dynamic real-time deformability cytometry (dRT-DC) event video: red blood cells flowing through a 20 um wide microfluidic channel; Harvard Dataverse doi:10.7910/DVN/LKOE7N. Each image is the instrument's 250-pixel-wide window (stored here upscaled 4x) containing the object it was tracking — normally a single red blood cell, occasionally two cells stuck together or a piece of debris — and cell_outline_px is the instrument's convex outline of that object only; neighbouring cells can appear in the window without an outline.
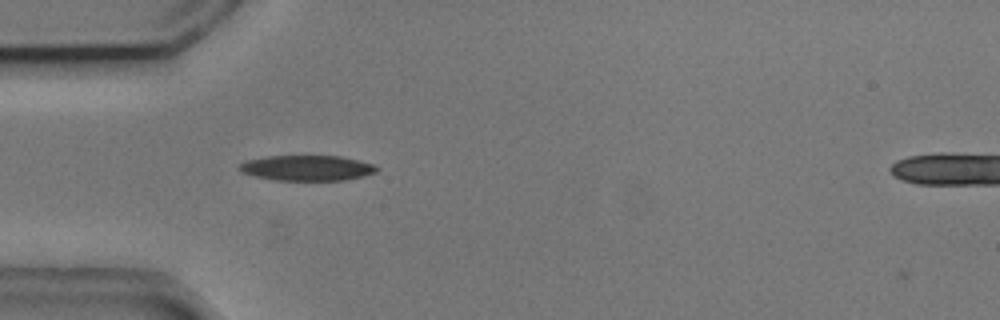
{"species": "common noctule bat (a hibernating species)", "species_latin": "Nyctalus noctula", "temperature_condition": "cold", "stored_images_in_passage": 26, "camera_frame_rate_fps": 3000, "um_per_image_px": 0.085, "animal": {"sex": "male", "body_mass_g": 20.5, "forearm_length_mm": 52.5}, "frame": {"image": 1, "passage_image": 3, "time_ms": 0.667, "image_size_px": [1000, 320], "cell_outline_px": [[380, 168], [376, 172], [364, 176], [344, 180], [272, 180], [240, 172], [236, 168], [240, 164], [248, 160], [268, 156], [340, 156], [360, 160], [376, 164]], "centroid_in_image_um": [26.13, 14.28], "position_along_channel_um": 58.9, "area_um2": 20.46}}